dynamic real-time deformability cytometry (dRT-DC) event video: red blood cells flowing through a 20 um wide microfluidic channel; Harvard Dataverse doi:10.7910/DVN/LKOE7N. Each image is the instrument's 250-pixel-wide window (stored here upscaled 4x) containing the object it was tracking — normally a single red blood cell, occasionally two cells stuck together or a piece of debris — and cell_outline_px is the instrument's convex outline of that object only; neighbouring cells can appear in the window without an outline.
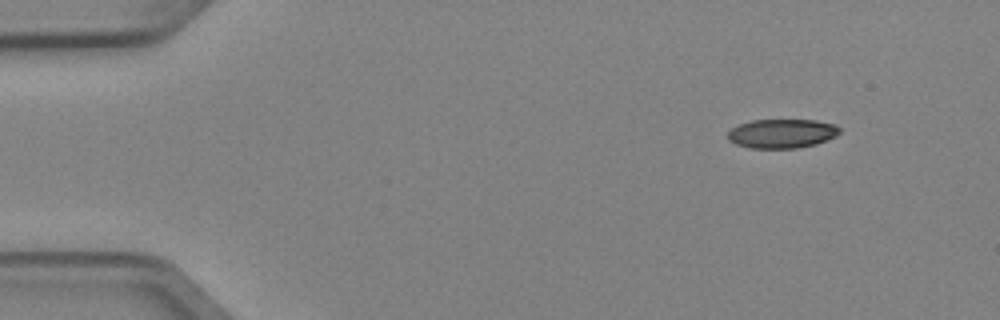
{"species": "Egyptian fruit bat (a non-hibernating species)", "species_latin": "Rousettus aegyptiacus", "temperature_condition": "cold", "stored_images_in_passage": 4, "camera_frame_rate_fps": 3000, "um_per_image_px": 0.085, "animal": {"sex": "female"}, "frame": {"image": 1, "passage_image": 1, "time_ms": 0.0, "image_size_px": [1000, 320], "cell_outline_px": [[840, 132], [836, 136], [816, 144], [796, 148], [752, 148], [736, 144], [728, 140], [728, 132], [732, 128], [740, 124], [752, 120], [816, 120], [836, 124], [840, 128]], "centroid_in_image_um": [66.48, 11.34], "position_along_channel_um": 18.5, "area_um2": 18.96}}
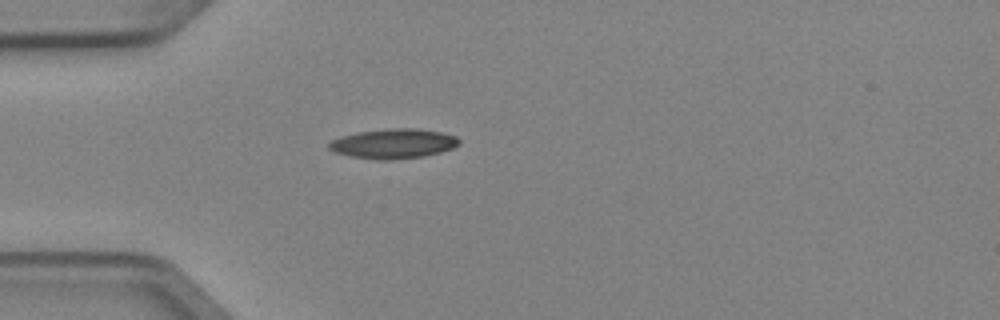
{"frame": {"image": 2, "passage_image": 4, "time_ms": 1.0, "image_size_px": [1000, 320], "cell_outline_px": [[460, 144], [452, 148], [440, 152], [424, 156], [388, 160], [380, 160], [352, 156], [336, 152], [328, 148], [328, 144], [332, 140], [340, 136], [360, 132], [392, 128], [416, 128], [440, 132], [456, 136], [460, 140]], "centroid_in_image_um": [33.46, 12.2], "position_along_channel_um": 51.5, "area_um2": 22.31}}